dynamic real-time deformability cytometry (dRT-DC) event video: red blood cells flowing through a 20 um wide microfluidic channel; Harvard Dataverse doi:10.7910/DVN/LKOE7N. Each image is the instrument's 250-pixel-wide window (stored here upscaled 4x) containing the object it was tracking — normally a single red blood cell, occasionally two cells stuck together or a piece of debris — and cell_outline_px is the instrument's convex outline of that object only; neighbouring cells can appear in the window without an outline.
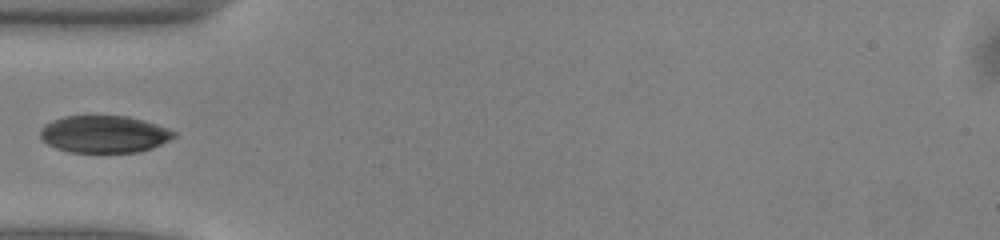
{"species": "common noctule bat (a hibernating species)", "species_latin": "Nyctalus noctula", "temperature_condition": "warm", "stored_images_in_passage": 23, "camera_frame_rate_fps": 3000, "um_per_image_px": 0.085, "animal": {"sex": "male", "body_mass_g": 13.0, "forearm_length_mm": 53.1}, "frame": {"image": 1, "passage_image": 1, "time_ms": 0.0, "image_size_px": [1000, 240], "cell_outline_px": [[176, 136], [152, 148], [136, 152], [68, 152], [56, 148], [48, 144], [40, 136], [40, 128], [44, 124], [52, 120], [64, 116], [128, 116], [144, 120], [168, 128], [176, 132]], "centroid_in_image_um": [8.84, 11.4], "position_along_channel_um": 76.2, "area_um2": 28.96}}
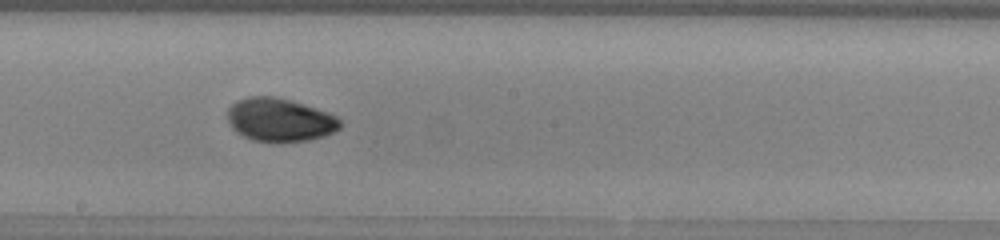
{"frame": {"image": 2, "passage_image": 12, "time_ms": 3.667, "image_size_px": [1000, 240], "cell_outline_px": [[340, 128], [336, 132], [324, 136], [308, 140], [252, 140], [236, 132], [232, 128], [228, 120], [228, 108], [236, 100], [248, 96], [276, 96], [292, 100], [328, 112], [336, 116], [340, 120]], "centroid_in_image_um": [23.78, 10.15], "position_along_channel_um": 224.4, "area_um2": 28.21}}
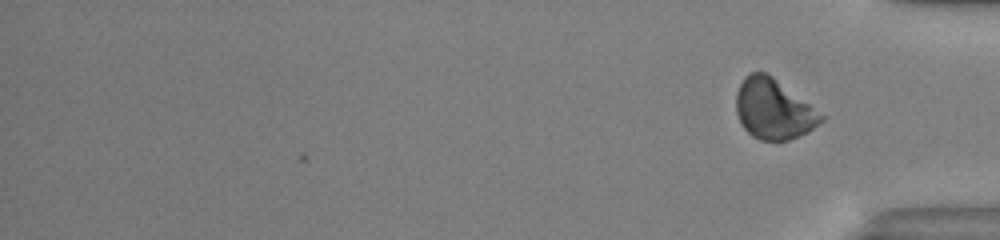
{"frame": {"image": 3, "passage_image": 23, "time_ms": 7.333, "image_size_px": [1000, 240], "cell_outline_px": [[824, 120], [808, 132], [788, 140], [760, 140], [752, 136], [740, 124], [736, 112], [736, 92], [744, 76], [748, 72], [768, 72], [824, 116]], "centroid_in_image_um": [65.71, 9.26], "position_along_channel_um": 369.5, "area_um2": 29.77}}